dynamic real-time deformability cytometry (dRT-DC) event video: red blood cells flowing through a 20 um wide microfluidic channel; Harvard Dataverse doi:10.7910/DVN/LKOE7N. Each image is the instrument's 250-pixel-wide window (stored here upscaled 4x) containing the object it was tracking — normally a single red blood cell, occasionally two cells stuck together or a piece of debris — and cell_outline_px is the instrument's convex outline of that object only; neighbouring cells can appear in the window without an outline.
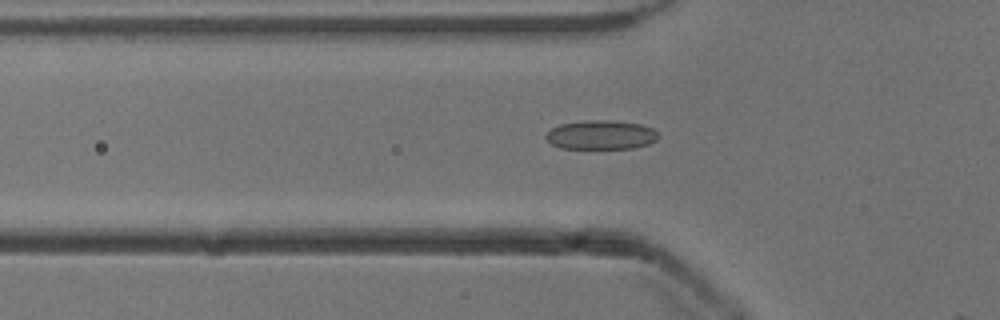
{"species": "common noctule bat (a hibernating species)", "species_latin": "Nyctalus noctula", "temperature_condition": "cold", "stored_images_in_passage": 5, "camera_frame_rate_fps": 3000, "um_per_image_px": 0.085, "animal": {"sex": "male", "body_mass_g": 13.3}, "frame": {"image": 1, "passage_image": 3, "time_ms": 0.667, "image_size_px": [1000, 320], "cell_outline_px": [[660, 136], [656, 140], [648, 144], [632, 148], [560, 148], [552, 144], [544, 136], [552, 128], [560, 124], [584, 120], [612, 120], [640, 124], [652, 128]], "centroid_in_image_um": [51.08, 11.45], "position_along_channel_um": 74.7, "area_um2": 19.02}}